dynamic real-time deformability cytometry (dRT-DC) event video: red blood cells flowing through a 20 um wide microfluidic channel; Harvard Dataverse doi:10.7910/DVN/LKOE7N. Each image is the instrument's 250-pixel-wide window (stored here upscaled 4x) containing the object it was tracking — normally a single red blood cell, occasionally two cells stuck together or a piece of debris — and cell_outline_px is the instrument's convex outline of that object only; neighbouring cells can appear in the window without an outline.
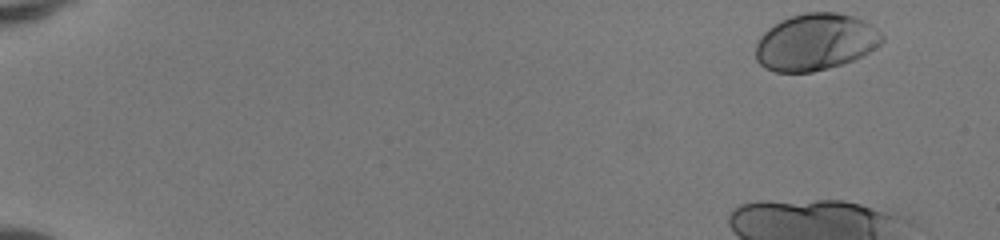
{"species": "human", "species_latin": "Homo sapiens", "temperature_condition": "room temperature", "stored_images_in_passage": 18, "camera_frame_rate_fps": 3000, "um_per_image_px": 0.085, "donor": {"sex": "female"}, "frame": {"image": 1, "passage_image": 1, "time_ms": 0.0, "image_size_px": [1000, 240], "cell_outline_px": [[884, 40], [880, 44], [868, 52], [852, 60], [828, 68], [812, 72], [776, 72], [764, 68], [756, 60], [756, 44], [760, 36], [768, 28], [780, 20], [804, 12], [836, 12], [852, 16], [864, 20], [876, 28], [884, 36]], "centroid_in_image_um": [69.3, 3.57], "position_along_channel_um": 15.7, "area_um2": 41.79}}